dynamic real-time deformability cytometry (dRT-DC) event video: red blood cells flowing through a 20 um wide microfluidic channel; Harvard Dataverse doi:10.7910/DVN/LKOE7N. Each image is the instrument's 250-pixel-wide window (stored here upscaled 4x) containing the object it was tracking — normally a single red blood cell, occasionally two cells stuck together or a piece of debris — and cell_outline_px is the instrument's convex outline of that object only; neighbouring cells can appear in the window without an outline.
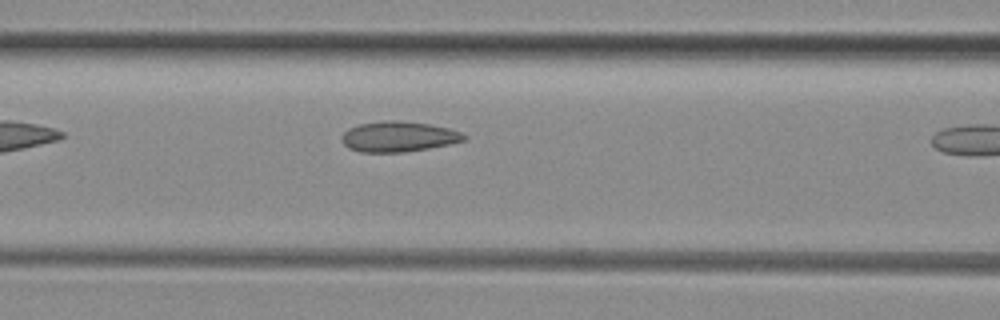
{"species": "common noctule bat (a hibernating species)", "species_latin": "Nyctalus noctula", "temperature_condition": "room temperature", "stored_images_in_passage": 7, "camera_frame_rate_fps": 3000, "um_per_image_px": 0.085, "animal": {"sex": "female", "body_mass_g": 29.2, "forearm_length_mm": 56.3}, "frame": {"image": 1, "passage_image": 6, "time_ms": 1.667, "image_size_px": [1000, 320], "cell_outline_px": [[468, 136], [464, 140], [448, 144], [428, 148], [404, 152], [360, 152], [348, 148], [340, 140], [340, 136], [348, 128], [360, 124], [384, 120], [396, 120], [428, 124], [448, 128], [460, 132]], "centroid_in_image_um": [33.82, 11.61], "position_along_channel_um": 132.8, "area_um2": 21.62}}